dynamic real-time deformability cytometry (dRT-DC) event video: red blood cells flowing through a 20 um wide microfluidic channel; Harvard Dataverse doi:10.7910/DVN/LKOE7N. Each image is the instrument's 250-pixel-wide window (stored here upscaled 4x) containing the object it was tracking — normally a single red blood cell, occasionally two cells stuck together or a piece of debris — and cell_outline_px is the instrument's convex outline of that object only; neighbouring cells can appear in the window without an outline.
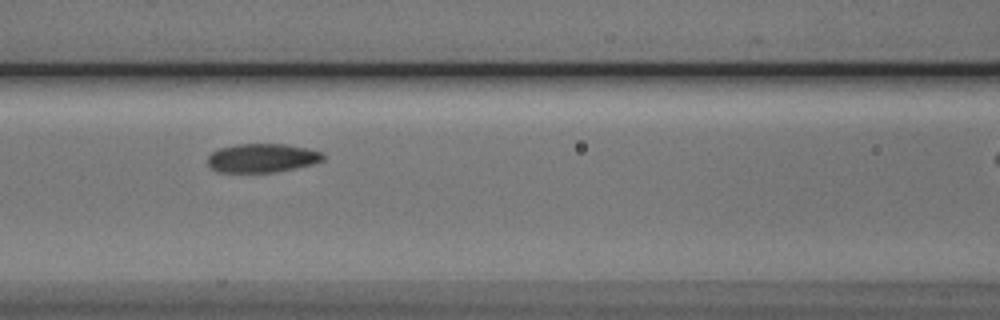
{"species": "Egyptian fruit bat (a non-hibernating species)", "species_latin": "Rousettus aegyptiacus", "temperature_condition": "cold", "stored_images_in_passage": 12, "camera_frame_rate_fps": 3000, "um_per_image_px": 0.085, "animal": {"sex": "male"}, "frame": {"image": 1, "passage_image": 7, "time_ms": 2.0, "image_size_px": [1000, 320], "cell_outline_px": [[324, 160], [312, 164], [276, 172], [216, 172], [208, 164], [208, 156], [212, 152], [220, 148], [236, 144], [284, 144], [308, 148], [324, 152]], "centroid_in_image_um": [22.29, 13.43], "position_along_channel_um": 144.3, "area_um2": 19.42}}
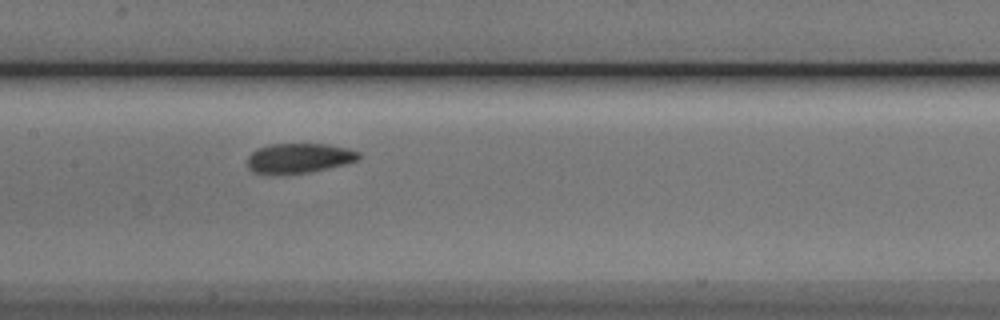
{"frame": {"image": 2, "passage_image": 10, "time_ms": 3.0, "image_size_px": [1000, 320], "cell_outline_px": [[360, 156], [356, 160], [344, 164], [308, 172], [284, 176], [268, 176], [252, 172], [248, 168], [248, 156], [256, 148], [272, 144], [328, 144], [348, 148], [360, 152]], "centroid_in_image_um": [25.34, 13.47], "position_along_channel_um": 182.1, "area_um2": 19.83}}